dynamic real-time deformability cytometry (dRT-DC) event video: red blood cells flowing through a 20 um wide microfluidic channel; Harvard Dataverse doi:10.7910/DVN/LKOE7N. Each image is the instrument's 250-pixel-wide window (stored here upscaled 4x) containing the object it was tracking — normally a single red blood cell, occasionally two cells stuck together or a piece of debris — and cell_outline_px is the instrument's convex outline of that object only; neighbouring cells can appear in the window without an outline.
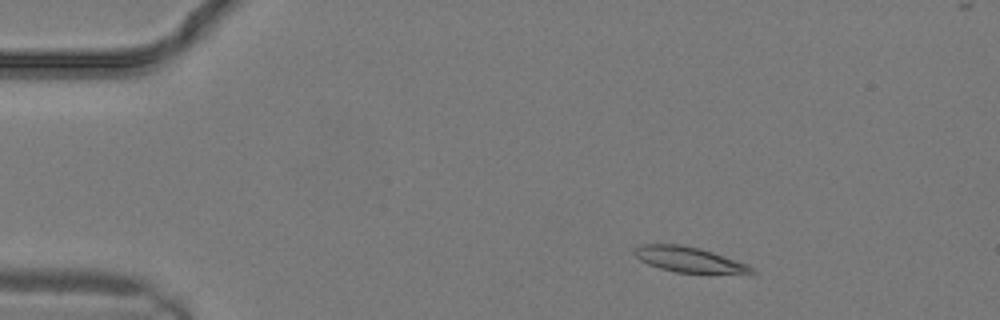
{"species": "common noctule bat (a hibernating species)", "species_latin": "Nyctalus noctula", "temperature_condition": "warm", "stored_images_in_passage": 15, "camera_frame_rate_fps": 3000, "um_per_image_px": 0.085, "animal": {"sex": "male", "body_mass_g": 19.2, "forearm_length_mm": 51.8}, "frame": {"image": 1, "passage_image": 3, "time_ms": 0.667, "image_size_px": [1000, 320], "cell_outline_px": [[756, 272], [676, 272], [660, 268], [648, 264], [640, 260], [632, 252], [632, 248], [640, 244], [680, 244], [700, 248], [748, 264]], "centroid_in_image_um": [58.44, 22.02], "position_along_channel_um": 26.6, "area_um2": 16.88}}
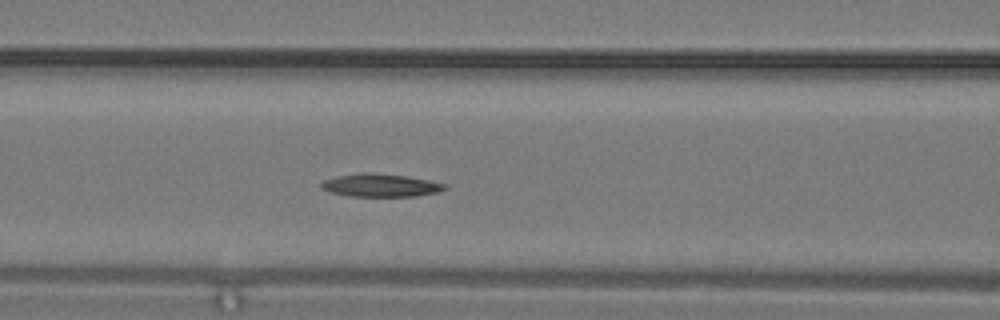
{"frame": {"image": 2, "passage_image": 10, "time_ms": 3.0, "image_size_px": [1000, 320], "cell_outline_px": [[448, 188], [436, 192], [416, 196], [348, 196], [332, 192], [320, 188], [320, 184], [324, 180], [336, 176], [360, 172], [372, 172], [408, 176], [448, 184]], "centroid_in_image_um": [32.35, 15.74], "position_along_channel_um": 134.3, "area_um2": 16.65}}
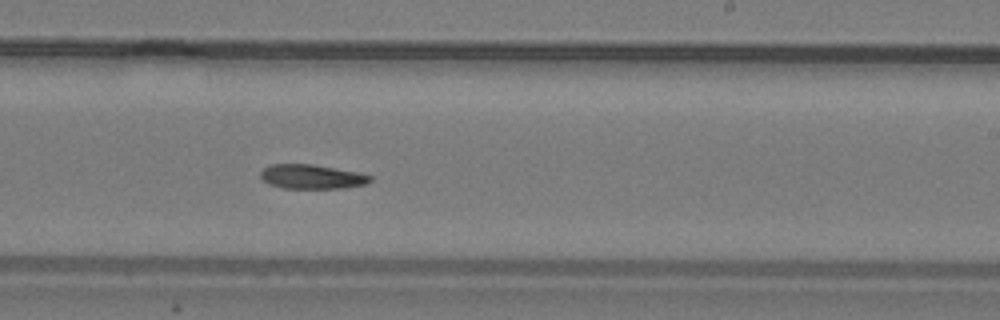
{"frame": {"image": 3, "passage_image": 15, "time_ms": 4.667, "image_size_px": [1000, 320], "cell_outline_px": [[372, 180], [364, 184], [340, 188], [284, 188], [268, 184], [260, 176], [260, 172], [268, 164], [312, 164], [356, 172], [372, 176]], "centroid_in_image_um": [26.45, 15.01], "position_along_channel_um": 262.5, "area_um2": 15.37}}